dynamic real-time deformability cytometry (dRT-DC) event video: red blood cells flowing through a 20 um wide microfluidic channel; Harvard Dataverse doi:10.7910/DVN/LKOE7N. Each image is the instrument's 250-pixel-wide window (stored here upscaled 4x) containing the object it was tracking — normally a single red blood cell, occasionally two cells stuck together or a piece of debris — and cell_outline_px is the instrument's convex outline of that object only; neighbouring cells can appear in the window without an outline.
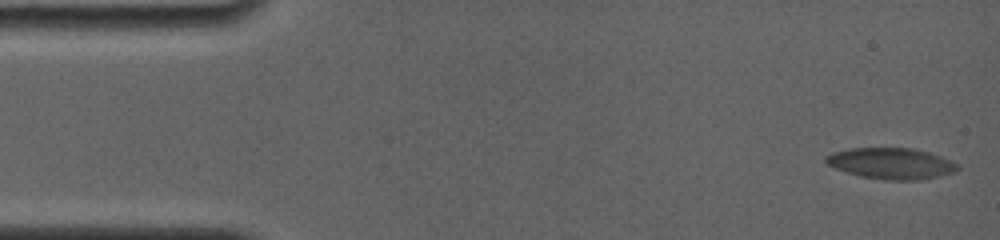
{"species": "common noctule bat (a hibernating species)", "species_latin": "Nyctalus noctula", "temperature_condition": "room temperature", "stored_images_in_passage": 33, "camera_frame_rate_fps": 4000, "um_per_image_px": 0.085, "animal": {"sex": "female", "body_mass_g": 19.0, "forearm_length_mm": 56.7}, "frame": {"image": 1, "passage_image": 1, "time_ms": 0.0, "image_size_px": [1000, 240], "cell_outline_px": [[960, 168], [952, 172], [920, 180], [884, 180], [860, 176], [836, 168], [828, 164], [824, 160], [824, 156], [832, 152], [848, 148], [912, 148], [928, 152], [952, 160], [960, 164]], "centroid_in_image_um": [75.75, 13.88], "position_along_channel_um": 9.3, "area_um2": 23.87}}
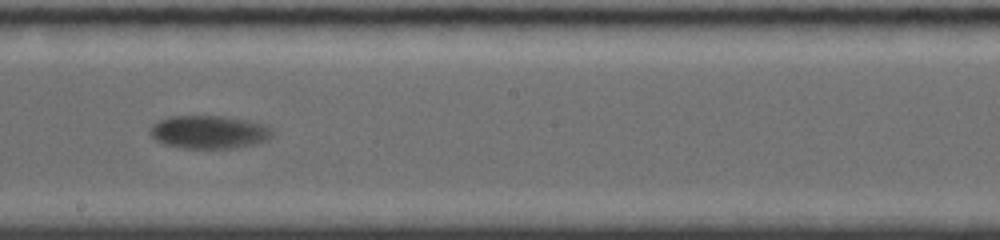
{"frame": {"image": 2, "passage_image": 19, "time_ms": 9.25, "image_size_px": [1000, 240], "cell_outline_px": [[272, 136], [256, 144], [236, 148], [184, 148], [164, 144], [156, 140], [148, 132], [152, 124], [160, 120], [172, 116], [220, 116], [248, 120], [264, 124], [272, 128]], "centroid_in_image_um": [17.77, 11.22], "position_along_channel_um": 230.4, "area_um2": 23.58}}
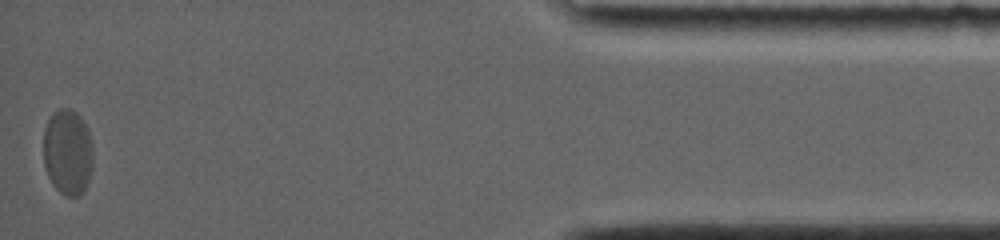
{"frame": {"image": 3, "passage_image": 33, "time_ms": 16.5, "image_size_px": [1000, 240], "cell_outline_px": [[92, 168], [84, 192], [80, 196], [68, 196], [60, 192], [52, 184], [48, 176], [44, 164], [44, 128], [52, 112], [60, 108], [72, 108], [80, 116], [88, 128], [92, 140]], "centroid_in_image_um": [5.76, 12.91], "position_along_channel_um": 429.4, "area_um2": 25.14}, "authors_computed_cell_mechanics": {"area_um2": 23.4668, "velocity_mm_per_s": 3.6462, "shape_relaxation_time_tau1_ms": 3.2551, "shape_relaxation_time_tau2_ms": null, "deformation_change_tau1": 0.1121, "deformation_change_tau2": null}}